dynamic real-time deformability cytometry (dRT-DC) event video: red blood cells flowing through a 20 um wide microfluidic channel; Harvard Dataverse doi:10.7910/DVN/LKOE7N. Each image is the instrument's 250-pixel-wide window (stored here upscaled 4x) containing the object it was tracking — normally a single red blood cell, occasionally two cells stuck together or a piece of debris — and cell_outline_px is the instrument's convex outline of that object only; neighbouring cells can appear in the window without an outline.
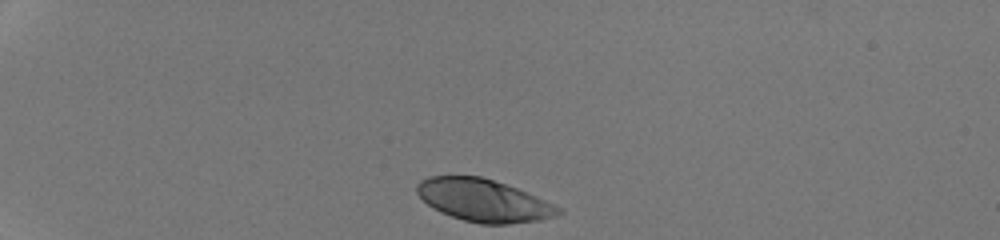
{"species": "human", "species_latin": "Homo sapiens", "temperature_condition": "room temperature", "stored_images_in_passage": 32, "camera_frame_rate_fps": 3000, "um_per_image_px": 0.085, "donor": {"sex": "male"}, "frame": {"image": 1, "passage_image": 1, "time_ms": 0.0, "image_size_px": [1000, 240], "cell_outline_px": [[564, 212], [556, 216], [540, 220], [508, 224], [480, 224], [464, 220], [440, 212], [428, 204], [416, 192], [416, 184], [420, 180], [428, 176], [480, 176], [516, 188], [536, 196], [564, 208]], "centroid_in_image_um": [41.13, 17.04], "position_along_channel_um": 43.9, "area_um2": 34.91}}
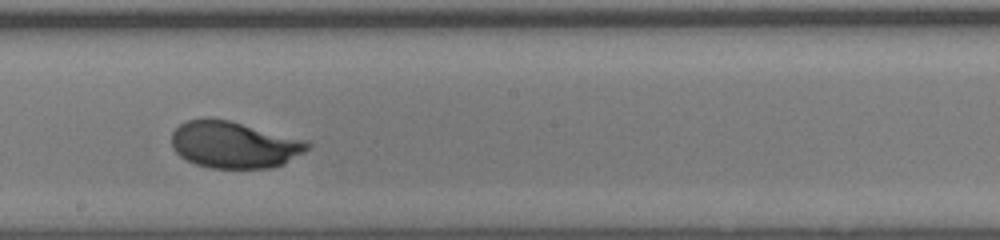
{"frame": {"image": 2, "passage_image": 19, "time_ms": 6.0, "image_size_px": [1000, 240], "cell_outline_px": [[312, 144], [304, 152], [284, 164], [272, 168], [212, 168], [196, 164], [180, 156], [172, 148], [172, 132], [184, 120], [204, 116], [208, 116], [228, 120], [308, 140]], "centroid_in_image_um": [19.89, 12.28], "position_along_channel_um": 228.3, "area_um2": 37.45}}
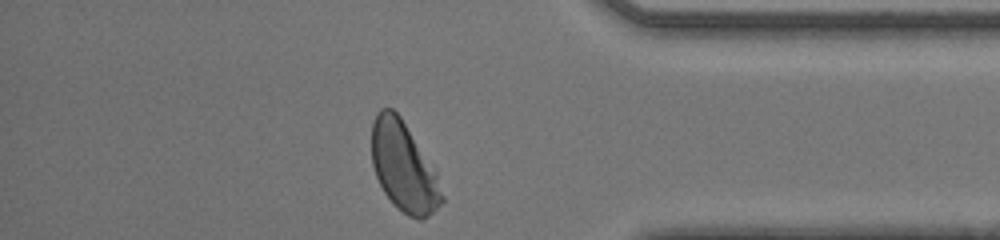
{"frame": {"image": 3, "passage_image": 32, "time_ms": 10.333, "image_size_px": [1000, 240], "cell_outline_px": [[444, 200], [428, 216], [420, 220], [408, 216], [396, 208], [392, 204], [384, 192], [376, 176], [372, 164], [372, 120], [376, 112], [380, 108], [392, 108], [400, 116], [436, 172], [444, 196]], "centroid_in_image_um": [34.29, 14.19], "position_along_channel_um": 400.9, "area_um2": 36.41}, "authors_computed_cell_mechanics": {"area_um2": 36.414, "velocity_mm_per_s": 4.2471, "shape_relaxation_time_tau1_ms": 2.2122, "shape_relaxation_time_tau2_ms": null, "deformation_change_tau1": 0.1544, "deformation_change_tau2": null}}